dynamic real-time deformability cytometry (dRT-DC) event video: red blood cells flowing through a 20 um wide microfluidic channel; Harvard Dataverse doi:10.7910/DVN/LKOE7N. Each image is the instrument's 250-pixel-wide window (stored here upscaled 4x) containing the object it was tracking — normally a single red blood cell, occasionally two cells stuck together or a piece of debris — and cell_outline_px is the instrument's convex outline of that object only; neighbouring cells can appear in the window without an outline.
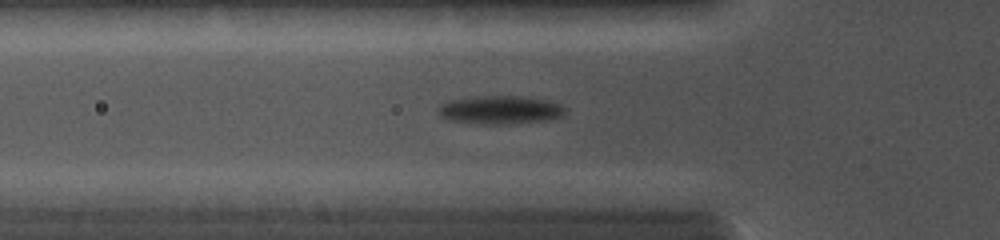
{"species": "common noctule bat (a hibernating species)", "species_latin": "Nyctalus noctula", "temperature_condition": "cold", "stored_images_in_passage": 29, "camera_frame_rate_fps": 5000, "um_per_image_px": 0.085, "animal": {"sex": "female", "body_mass_g": 19.0, "forearm_length_mm": 56.7}, "frame": {"image": 1, "passage_image": 6, "time_ms": 1.8, "image_size_px": [1000, 240], "cell_outline_px": [[568, 108], [564, 116], [544, 120], [508, 124], [480, 124], [452, 120], [440, 116], [440, 104], [448, 100], [476, 96], [524, 96], [544, 100], [560, 104]], "centroid_in_image_um": [42.55, 9.33], "position_along_channel_um": 83.2, "area_um2": 20.92}}
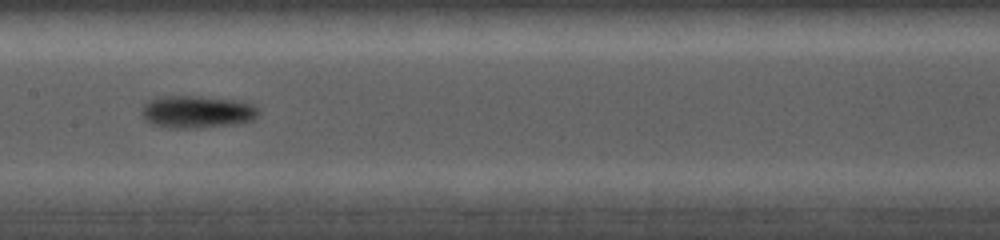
{"frame": {"image": 2, "passage_image": 13, "time_ms": 4.2, "image_size_px": [1000, 240], "cell_outline_px": [[260, 112], [252, 120], [236, 124], [200, 128], [172, 128], [152, 124], [144, 120], [140, 112], [144, 104], [148, 100], [156, 96], [200, 96], [244, 100], [260, 108]], "centroid_in_image_um": [16.76, 9.49], "position_along_channel_um": 190.6, "area_um2": 22.66}}
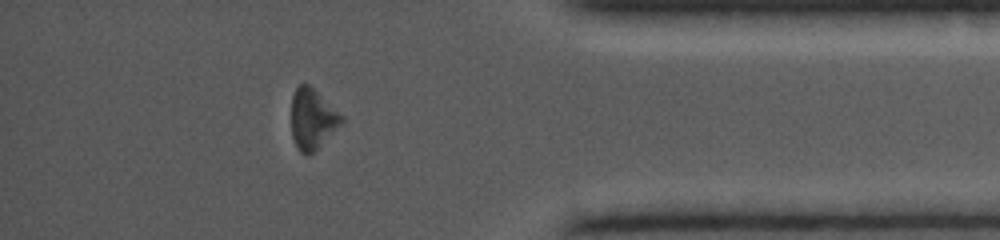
{"frame": {"image": 3, "passage_image": 26, "time_ms": 9.4, "image_size_px": [1000, 240], "cell_outline_px": [[344, 120], [308, 156], [300, 152], [296, 148], [292, 136], [292, 96], [296, 88], [300, 84], [308, 84], [344, 116]], "centroid_in_image_um": [26.53, 10.11], "position_along_channel_um": 408.7, "area_um2": 17.22}}